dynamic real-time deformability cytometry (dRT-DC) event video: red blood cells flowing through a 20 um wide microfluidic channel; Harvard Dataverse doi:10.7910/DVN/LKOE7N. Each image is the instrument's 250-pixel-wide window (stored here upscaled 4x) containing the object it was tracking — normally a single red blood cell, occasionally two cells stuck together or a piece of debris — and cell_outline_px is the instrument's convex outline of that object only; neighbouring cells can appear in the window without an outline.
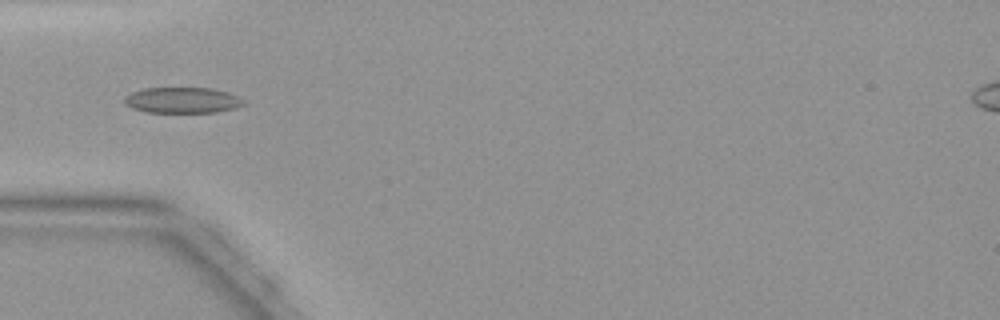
{"species": "common noctule bat (a hibernating species)", "species_latin": "Nyctalus noctula", "temperature_condition": "warm", "stored_images_in_passage": 31, "camera_frame_rate_fps": 3000, "um_per_image_px": 0.085, "animal": {"sex": "female", "body_mass_g": 19.9}, "frame": {"image": 1, "passage_image": 1, "time_ms": 0.0, "image_size_px": [1000, 320], "cell_outline_px": [[244, 104], [236, 108], [216, 112], [144, 112], [132, 108], [124, 104], [124, 96], [132, 92], [144, 88], [212, 88], [228, 92], [244, 100]], "centroid_in_image_um": [15.47, 8.52], "position_along_channel_um": 69.5, "area_um2": 17.98}}
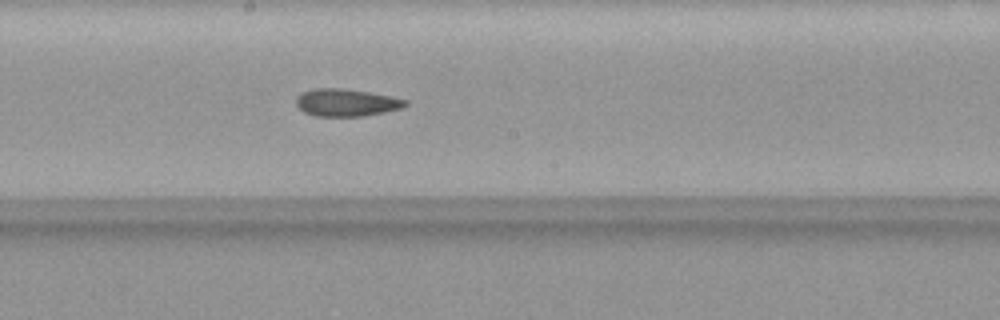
{"frame": {"image": 2, "passage_image": 11, "time_ms": 3.333, "image_size_px": [1000, 320], "cell_outline_px": [[408, 104], [404, 108], [364, 116], [316, 116], [304, 112], [296, 104], [296, 96], [300, 92], [312, 88], [340, 88], [368, 92], [392, 96], [408, 100]], "centroid_in_image_um": [29.44, 8.71], "position_along_channel_um": 218.8, "area_um2": 17.63}}
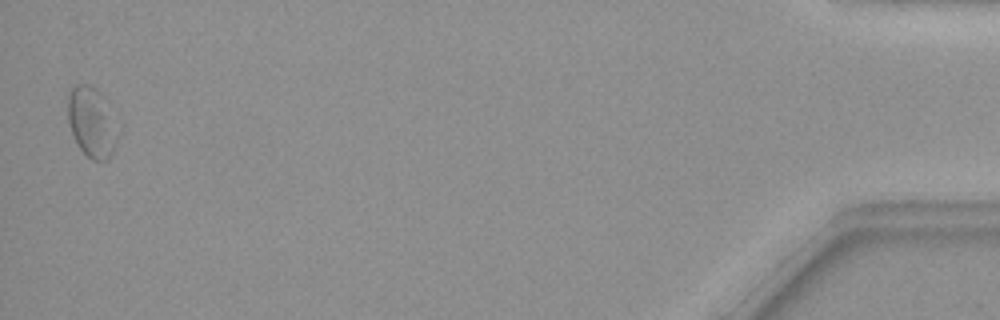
{"frame": {"image": 3, "passage_image": 31, "time_ms": 10.0, "image_size_px": [1000, 320], "cell_outline_px": [[124, 128], [108, 160], [92, 160], [80, 148], [72, 132], [68, 120], [68, 92], [76, 84], [88, 84], [96, 88], [104, 96]], "centroid_in_image_um": [7.91, 10.36], "position_along_channel_um": 427.3, "area_um2": 21.39}}